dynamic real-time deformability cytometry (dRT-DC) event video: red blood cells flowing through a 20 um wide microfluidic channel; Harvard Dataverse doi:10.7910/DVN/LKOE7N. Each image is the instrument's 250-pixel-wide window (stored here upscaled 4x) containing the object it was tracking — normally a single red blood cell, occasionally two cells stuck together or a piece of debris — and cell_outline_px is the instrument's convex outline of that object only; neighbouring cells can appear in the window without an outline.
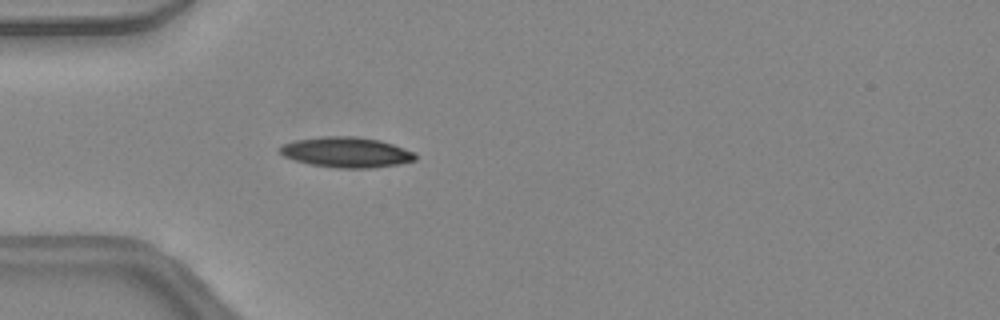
{"species": "common noctule bat (a hibernating species)", "species_latin": "Nyctalus noctula", "temperature_condition": "warm", "stored_images_in_passage": 46, "camera_frame_rate_fps": 3000, "um_per_image_px": 0.085, "animal": {"sex": "female", "body_mass_g": 24.6, "forearm_length_mm": 56.2}, "frame": {"image": 1, "passage_image": 14, "time_ms": 4.333, "image_size_px": [1000, 320], "cell_outline_px": [[416, 160], [400, 164], [372, 168], [340, 168], [312, 164], [296, 160], [284, 156], [276, 148], [280, 144], [296, 140], [324, 136], [356, 136], [380, 140], [416, 152]], "centroid_in_image_um": [29.45, 12.93], "position_along_channel_um": 55.5, "area_um2": 24.04}}
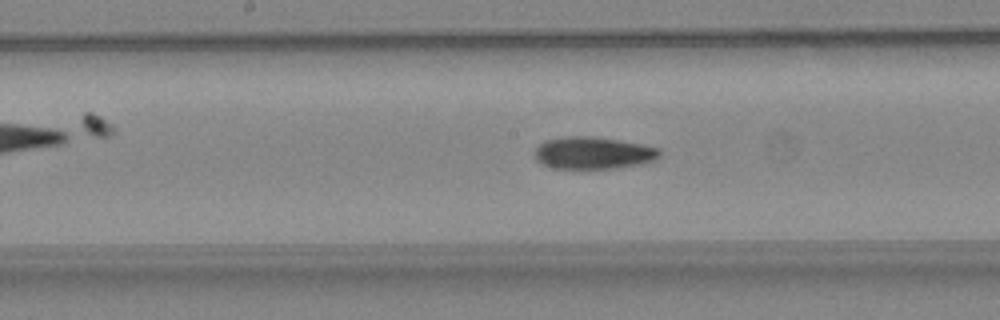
{"frame": {"image": 2, "passage_image": 24, "time_ms": 7.667, "image_size_px": [1000, 320], "cell_outline_px": [[660, 156], [656, 160], [640, 164], [616, 168], [556, 168], [544, 164], [536, 160], [536, 148], [544, 140], [564, 136], [592, 136], [644, 144], [660, 148]], "centroid_in_image_um": [50.46, 12.99], "position_along_channel_um": 197.7, "area_um2": 23.41}}
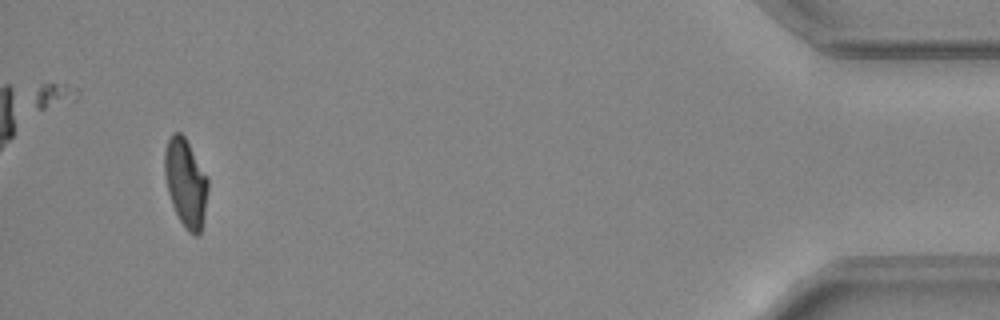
{"frame": {"image": 3, "passage_image": 44, "time_ms": 14.333, "image_size_px": [1000, 320], "cell_outline_px": [[208, 188], [204, 212], [200, 232], [196, 236], [188, 232], [180, 220], [172, 204], [168, 192], [164, 176], [164, 152], [168, 140], [172, 132], [180, 132], [184, 136], [208, 176]], "centroid_in_image_um": [15.77, 15.5], "position_along_channel_um": 419.4, "area_um2": 22.14}, "authors_computed_cell_mechanics": {"area_um2": 22.7154, "velocity_mm_per_s": 4.4786, "shape_relaxation_time_tau1_ms": 11.2243, "shape_relaxation_time_tau2_ms": 7.2803, "deformation_change_tau1": 0.3171, "deformation_change_tau2": 0.1281}}